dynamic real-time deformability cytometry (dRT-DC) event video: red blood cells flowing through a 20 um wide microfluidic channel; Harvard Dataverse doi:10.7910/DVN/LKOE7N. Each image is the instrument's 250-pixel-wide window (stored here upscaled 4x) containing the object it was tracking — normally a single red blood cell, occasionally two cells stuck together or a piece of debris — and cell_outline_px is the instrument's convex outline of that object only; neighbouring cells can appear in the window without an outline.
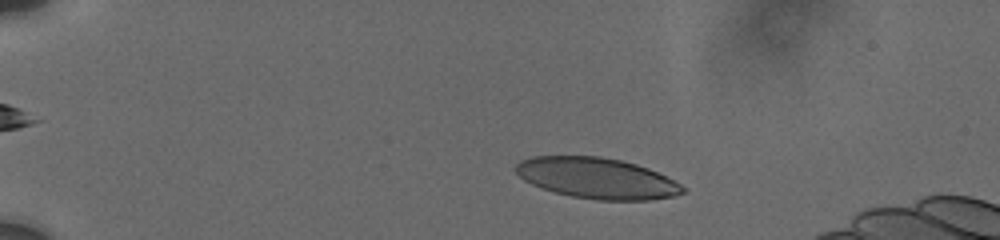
{"species": "human", "species_latin": "Homo sapiens", "temperature_condition": "cold", "stored_images_in_passage": 15, "camera_frame_rate_fps": 3000, "um_per_image_px": 0.085, "donor": {"sex": "male"}, "frame": {"image": 1, "passage_image": 5, "time_ms": 2.667, "image_size_px": [1000, 240], "cell_outline_px": [[684, 192], [672, 196], [648, 200], [596, 200], [572, 196], [556, 192], [532, 184], [524, 180], [516, 172], [516, 164], [520, 160], [532, 156], [600, 156], [620, 160], [636, 164], [648, 168], [680, 184], [684, 188]], "centroid_in_image_um": [50.71, 15.14], "position_along_channel_um": 34.3, "area_um2": 39.3}}
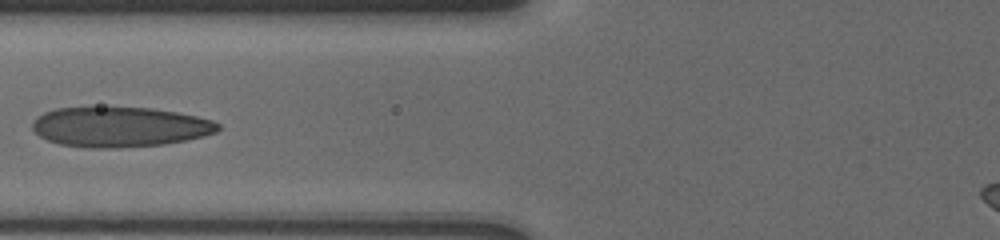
{"frame": {"image": 2, "passage_image": 11, "time_ms": 7.0, "image_size_px": [1000, 240], "cell_outline_px": [[220, 128], [216, 132], [204, 136], [164, 144], [116, 148], [88, 148], [60, 144], [48, 140], [40, 136], [32, 128], [32, 120], [36, 116], [44, 112], [56, 108], [152, 108], [176, 112], [196, 116], [212, 120], [220, 124]], "centroid_in_image_um": [10.17, 10.79], "position_along_channel_um": 115.6, "area_um2": 43.18}}
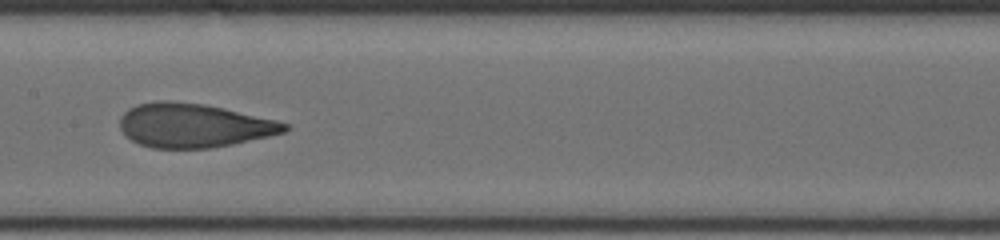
{"frame": {"image": 3, "passage_image": 14, "time_ms": 9.0, "image_size_px": [1000, 240], "cell_outline_px": [[288, 128], [284, 132], [268, 136], [232, 144], [208, 148], [152, 148], [140, 144], [124, 136], [120, 128], [120, 116], [128, 108], [136, 104], [156, 100], [168, 100], [204, 104], [224, 108], [276, 120], [288, 124]], "centroid_in_image_um": [16.4, 10.65], "position_along_channel_um": 191.0, "area_um2": 42.25}}